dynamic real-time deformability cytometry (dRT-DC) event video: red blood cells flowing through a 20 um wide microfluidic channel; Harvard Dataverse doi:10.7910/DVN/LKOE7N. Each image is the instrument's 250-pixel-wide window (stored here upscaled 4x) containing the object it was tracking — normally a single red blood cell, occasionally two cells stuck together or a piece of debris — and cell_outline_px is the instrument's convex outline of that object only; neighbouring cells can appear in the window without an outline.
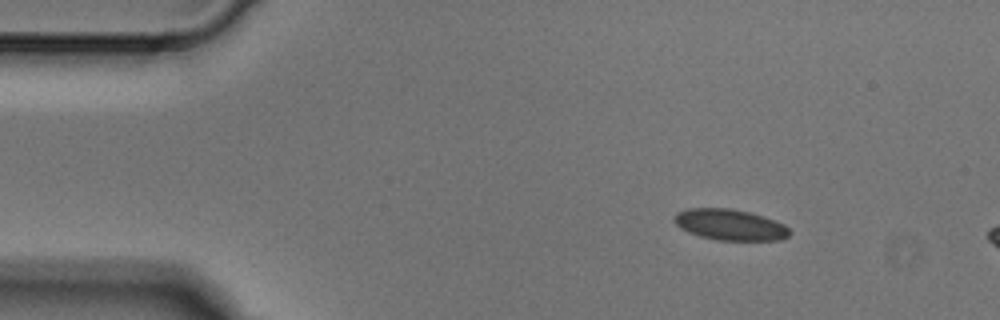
{"species": "Egyptian fruit bat (a non-hibernating species)", "species_latin": "Rousettus aegyptiacus", "temperature_condition": "cold", "stored_images_in_passage": 3, "segment_of_instrument_passage": [1, 2], "camera_frame_rate_fps": 3000, "um_per_image_px": 0.085, "animal": {"sex": "male"}, "frame": {"image": 1, "passage_image": 1, "time_ms": 0.0, "image_size_px": [1000, 320], "cell_outline_px": [[792, 232], [788, 236], [780, 240], [716, 240], [700, 236], [688, 232], [680, 228], [672, 220], [676, 212], [688, 208], [728, 208], [748, 212], [784, 224]], "centroid_in_image_um": [62.0, 19.1], "position_along_channel_um": 23.0, "area_um2": 20.75}}